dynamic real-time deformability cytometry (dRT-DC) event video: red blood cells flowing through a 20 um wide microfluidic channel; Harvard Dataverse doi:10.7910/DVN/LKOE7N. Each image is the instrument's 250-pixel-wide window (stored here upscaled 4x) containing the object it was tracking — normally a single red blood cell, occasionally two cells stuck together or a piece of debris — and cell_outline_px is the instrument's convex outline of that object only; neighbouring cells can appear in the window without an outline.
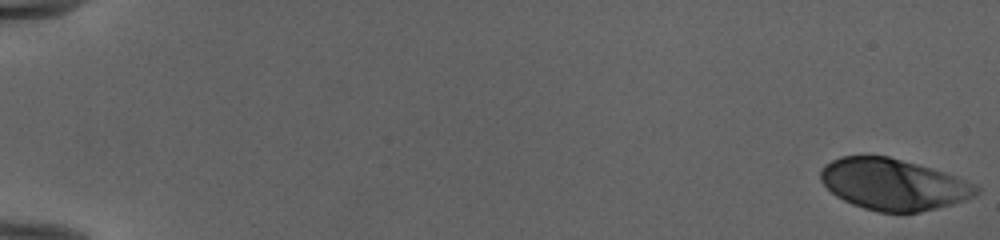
{"species": "human", "species_latin": "Homo sapiens", "temperature_condition": "cold", "stored_images_in_passage": 53, "camera_frame_rate_fps": 3000, "um_per_image_px": 0.085, "donor": {"sex": "female"}, "frame": {"image": 1, "passage_image": 1, "time_ms": 0.0, "image_size_px": [1000, 240], "cell_outline_px": [[980, 192], [976, 196], [952, 204], [920, 212], [876, 212], [852, 204], [836, 196], [820, 180], [820, 172], [824, 164], [840, 156], [888, 156], [932, 168], [980, 184]], "centroid_in_image_um": [75.97, 15.67], "position_along_channel_um": 9.0, "area_um2": 46.7}}
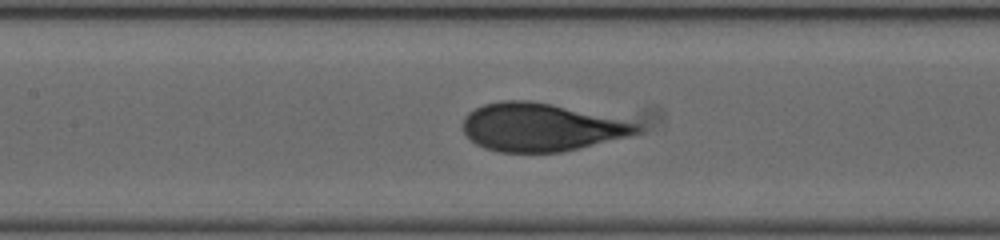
{"frame": {"image": 2, "passage_image": 27, "time_ms": 8.667, "image_size_px": [1000, 240], "cell_outline_px": [[644, 128], [640, 132], [628, 136], [560, 152], [500, 152], [484, 148], [476, 144], [464, 132], [464, 116], [468, 112], [484, 104], [500, 100], [528, 100], [552, 104], [640, 124]], "centroid_in_image_um": [45.95, 10.81], "position_along_channel_um": 161.4, "area_um2": 48.15}}
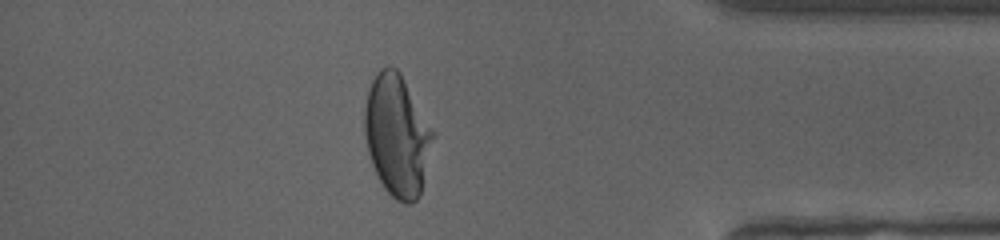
{"frame": {"image": 3, "passage_image": 47, "time_ms": 15.333, "image_size_px": [1000, 240], "cell_outline_px": [[436, 132], [420, 196], [412, 204], [408, 204], [396, 200], [384, 188], [372, 164], [368, 152], [364, 132], [364, 108], [368, 92], [372, 80], [376, 72], [380, 68], [388, 64], [396, 68], [400, 72]], "centroid_in_image_um": [33.77, 11.49], "position_along_channel_um": 401.4, "area_um2": 48.9}, "authors_computed_cell_mechanics": {"area_um2": 47.5116, "velocity_mm_per_s": 3.9719, "shape_relaxation_time_tau1_ms": 4.4843, "shape_relaxation_time_tau2_ms": null, "deformation_change_tau1": 0.224, "deformation_change_tau2": null}}